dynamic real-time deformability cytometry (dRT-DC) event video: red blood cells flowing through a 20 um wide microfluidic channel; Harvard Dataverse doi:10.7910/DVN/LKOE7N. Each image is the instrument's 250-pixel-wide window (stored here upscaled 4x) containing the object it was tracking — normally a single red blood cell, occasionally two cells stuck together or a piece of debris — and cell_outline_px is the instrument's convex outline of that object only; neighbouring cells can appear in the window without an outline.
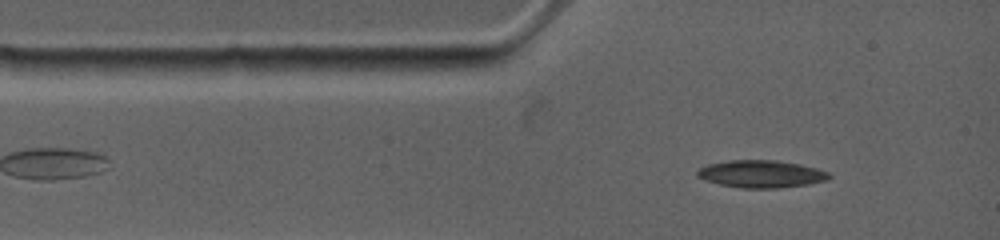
{"species": "common noctule bat (a hibernating species)", "species_latin": "Nyctalus noctula", "temperature_condition": "warm", "stored_images_in_passage": 58, "camera_frame_rate_fps": 4500, "um_per_image_px": 0.085, "animal": {"sex": "female", "body_mass_g": 19.0, "forearm_length_mm": 53.3}, "frame": {"image": 1, "passage_image": 5, "time_ms": 0.889, "image_size_px": [1000, 240], "cell_outline_px": [[832, 176], [828, 180], [808, 184], [776, 188], [740, 188], [720, 184], [696, 176], [696, 168], [708, 164], [728, 160], [776, 160], [800, 164], [816, 168], [828, 172]], "centroid_in_image_um": [64.69, 14.78], "position_along_channel_um": 20.3, "area_um2": 21.1}}
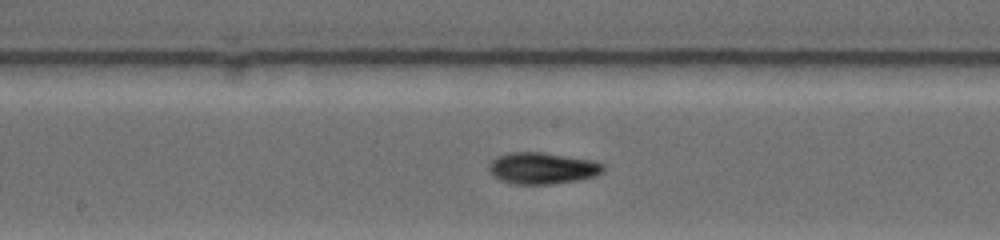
{"frame": {"image": 2, "passage_image": 28, "time_ms": 6.0, "image_size_px": [1000, 240], "cell_outline_px": [[608, 168], [604, 172], [596, 176], [580, 180], [548, 184], [516, 184], [500, 180], [492, 176], [488, 172], [488, 164], [496, 156], [512, 152], [540, 152], [596, 160], [604, 164]], "centroid_in_image_um": [46.14, 14.29], "position_along_channel_um": 202.1, "area_um2": 21.44}}
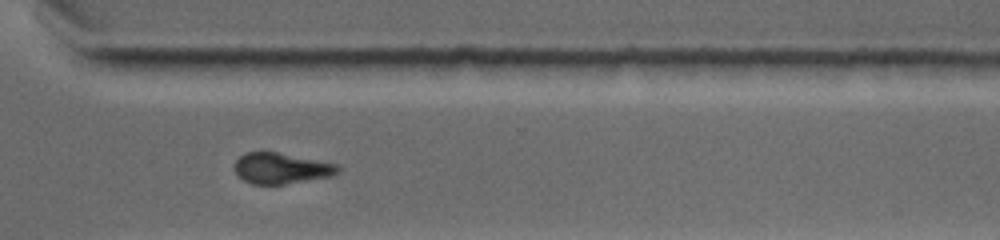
{"frame": {"image": 3, "passage_image": 45, "time_ms": 9.778, "image_size_px": [1000, 240], "cell_outline_px": [[340, 172], [332, 176], [284, 184], [252, 184], [236, 176], [232, 168], [236, 160], [240, 156], [248, 152], [276, 152], [340, 164]], "centroid_in_image_um": [23.9, 14.31], "position_along_channel_um": 346.7, "area_um2": 18.79}}